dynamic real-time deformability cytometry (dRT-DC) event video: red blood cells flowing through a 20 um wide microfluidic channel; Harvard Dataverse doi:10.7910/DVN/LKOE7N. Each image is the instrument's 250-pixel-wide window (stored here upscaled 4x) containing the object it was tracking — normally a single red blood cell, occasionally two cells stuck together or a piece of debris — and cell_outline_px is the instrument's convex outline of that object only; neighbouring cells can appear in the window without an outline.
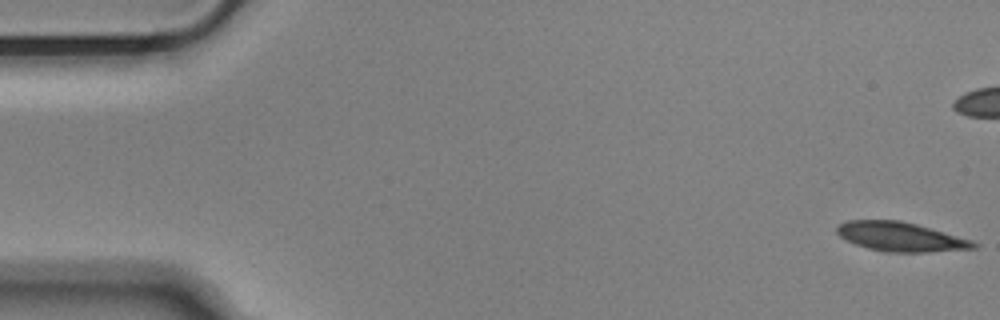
{"species": "Egyptian fruit bat (a non-hibernating species)", "species_latin": "Rousettus aegyptiacus", "temperature_condition": "cold", "stored_images_in_passage": 55, "camera_frame_rate_fps": 3000, "um_per_image_px": 0.085, "animal": {"sex": "male"}, "frame": {"image": 1, "passage_image": 1, "time_ms": 0.0, "image_size_px": [1000, 320], "cell_outline_px": [[980, 244], [976, 248], [928, 252], [888, 252], [868, 248], [844, 240], [836, 232], [836, 228], [840, 224], [848, 220], [900, 220], [916, 224], [972, 240]], "centroid_in_image_um": [76.55, 20.13], "position_along_channel_um": 8.5, "area_um2": 23.18}}
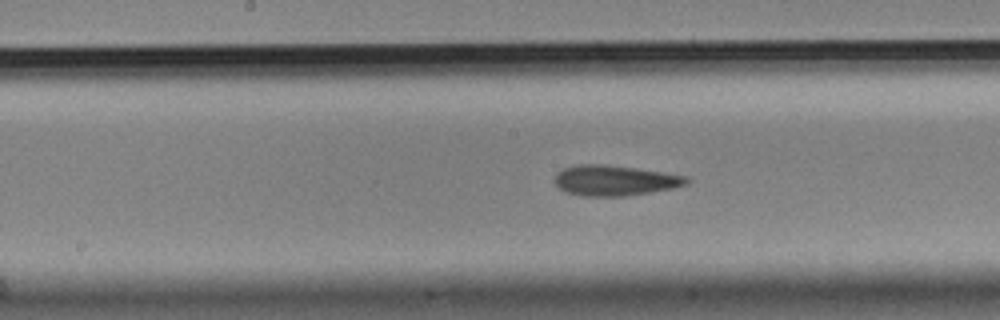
{"frame": {"image": 2, "passage_image": 27, "time_ms": 8.667, "image_size_px": [1000, 320], "cell_outline_px": [[692, 180], [688, 184], [672, 188], [652, 192], [628, 196], [580, 196], [564, 192], [556, 184], [556, 176], [564, 168], [580, 164], [600, 164], [632, 168], [688, 176]], "centroid_in_image_um": [52.29, 15.36], "position_along_channel_um": 195.9, "area_um2": 23.18}}
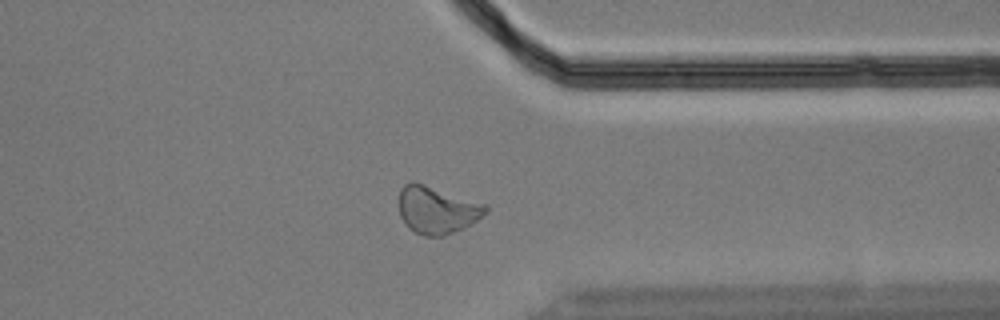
{"frame": {"image": 3, "passage_image": 42, "time_ms": 13.667, "image_size_px": [1000, 320], "cell_outline_px": [[488, 212], [472, 224], [464, 228], [444, 236], [424, 236], [408, 228], [400, 216], [400, 188], [404, 184], [412, 180], [416, 180], [488, 204]], "centroid_in_image_um": [37.17, 17.81], "position_along_channel_um": 374.2, "area_um2": 24.57}, "authors_computed_cell_mechanics": {"area_um2": 23.1778, "velocity_mm_per_s": 3.6501, "shape_relaxation_time_tau1_ms": 9.8546, "shape_relaxation_time_tau2_ms": 5.2988, "deformation_change_tau1": 0.1652, "deformation_change_tau2": 0.1058}}